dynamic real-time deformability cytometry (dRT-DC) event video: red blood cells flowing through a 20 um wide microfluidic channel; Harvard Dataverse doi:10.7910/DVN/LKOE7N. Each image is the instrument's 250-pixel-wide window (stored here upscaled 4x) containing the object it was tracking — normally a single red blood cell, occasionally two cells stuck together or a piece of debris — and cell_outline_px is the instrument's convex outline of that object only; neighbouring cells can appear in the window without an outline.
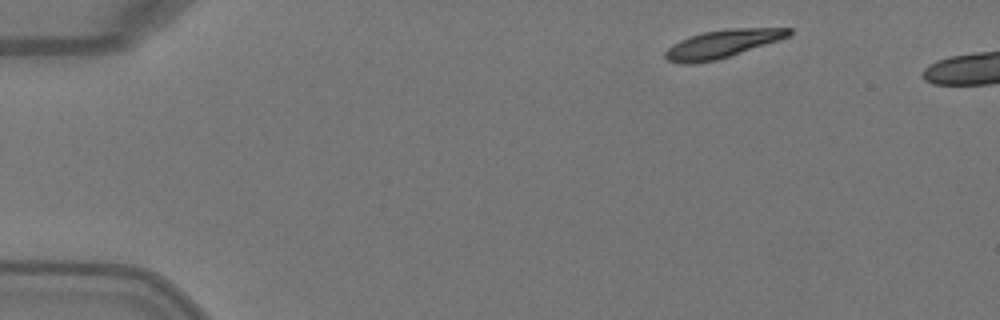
{"species": "Egyptian fruit bat (a non-hibernating species)", "species_latin": "Rousettus aegyptiacus", "temperature_condition": "warm", "stored_images_in_passage": 4, "camera_frame_rate_fps": 3000, "um_per_image_px": 0.085, "animal": {"sex": "female"}, "frame": {"image": 1, "passage_image": 1, "time_ms": 0.0, "image_size_px": [1000, 320], "cell_outline_px": [[792, 32], [788, 36], [716, 60], [692, 64], [684, 64], [668, 60], [664, 56], [664, 52], [672, 44], [680, 40], [704, 32], [728, 28], [792, 28]], "centroid_in_image_um": [61.33, 3.72], "position_along_channel_um": 23.7, "area_um2": 19.65}}